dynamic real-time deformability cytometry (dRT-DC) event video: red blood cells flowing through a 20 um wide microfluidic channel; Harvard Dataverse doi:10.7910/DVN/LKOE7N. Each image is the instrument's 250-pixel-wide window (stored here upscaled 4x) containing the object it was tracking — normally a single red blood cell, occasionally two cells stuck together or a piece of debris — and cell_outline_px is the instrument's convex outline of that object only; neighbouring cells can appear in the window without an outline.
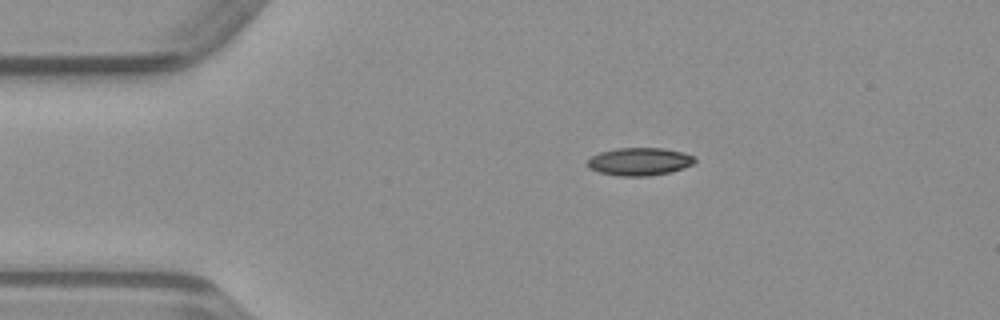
{"species": "common noctule bat (a hibernating species)", "species_latin": "Nyctalus noctula", "temperature_condition": "warm", "stored_images_in_passage": 41, "camera_frame_rate_fps": 3000, "um_per_image_px": 0.085, "animal": {"sex": "male", "body_mass_g": 23.1, "forearm_length_mm": 52.7}, "frame": {"image": 1, "passage_image": 1, "time_ms": 0.0, "image_size_px": [1000, 320], "cell_outline_px": [[696, 160], [692, 164], [668, 172], [648, 176], [620, 176], [600, 172], [588, 168], [588, 160], [592, 156], [600, 152], [616, 148], [660, 148], [684, 152], [696, 156]], "centroid_in_image_um": [54.35, 13.72], "position_along_channel_um": 30.6, "area_um2": 17.22}}
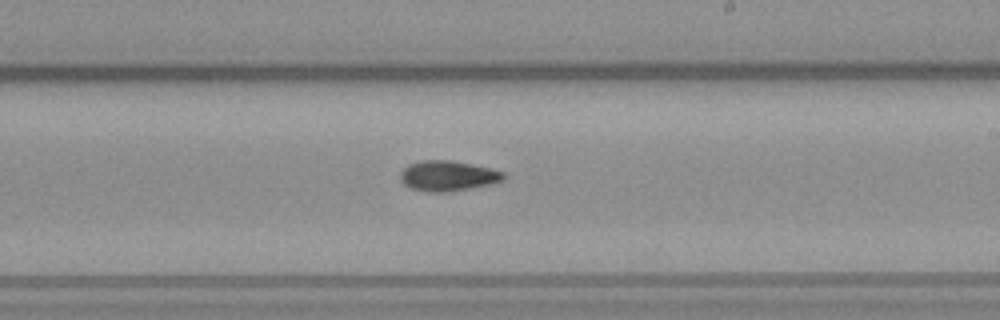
{"frame": {"image": 2, "passage_image": 20, "time_ms": 6.333, "image_size_px": [1000, 320], "cell_outline_px": [[504, 180], [472, 188], [444, 192], [432, 192], [412, 188], [404, 184], [400, 180], [400, 172], [408, 164], [420, 160], [452, 160], [492, 168], [504, 172]], "centroid_in_image_um": [38.06, 14.93], "position_along_channel_um": 250.9, "area_um2": 18.21}}
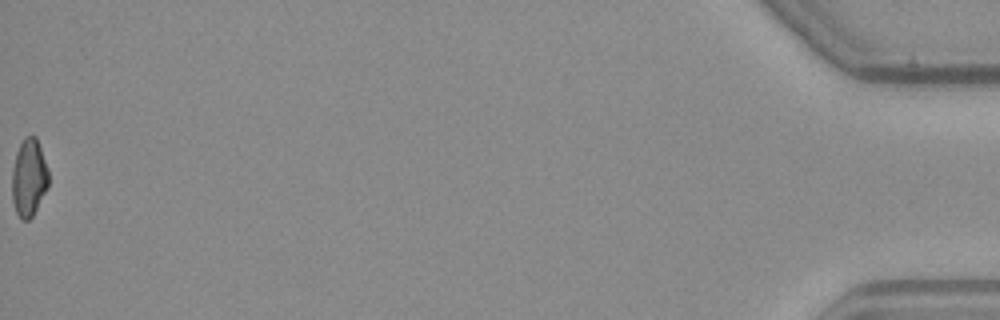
{"frame": {"image": 3, "passage_image": 41, "time_ms": 13.333, "image_size_px": [1000, 320], "cell_outline_px": [[48, 188], [32, 216], [28, 220], [20, 220], [16, 212], [12, 200], [12, 172], [16, 152], [24, 136], [36, 136], [48, 168]], "centroid_in_image_um": [2.45, 15.11], "position_along_channel_um": 432.7, "area_um2": 16.59}}